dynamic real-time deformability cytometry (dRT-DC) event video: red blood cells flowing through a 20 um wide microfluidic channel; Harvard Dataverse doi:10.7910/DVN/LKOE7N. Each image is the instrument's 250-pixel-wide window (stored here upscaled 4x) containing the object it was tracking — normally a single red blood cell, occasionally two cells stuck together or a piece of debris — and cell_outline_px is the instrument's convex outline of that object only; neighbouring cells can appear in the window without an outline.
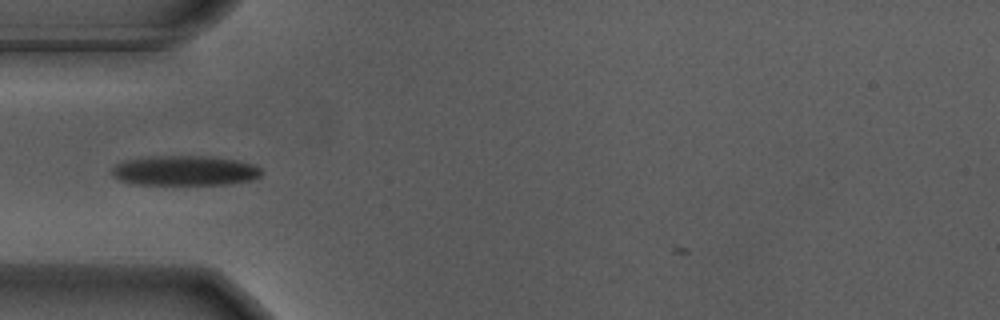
{"species": "Egyptian fruit bat (a non-hibernating species)", "species_latin": "Rousettus aegyptiacus", "temperature_condition": "warm", "stored_images_in_passage": 34, "camera_frame_rate_fps": 3000, "um_per_image_px": 0.085, "animal": {"sex": "male"}, "frame": {"image": 1, "passage_image": 1, "time_ms": 0.0, "image_size_px": [1000, 320], "cell_outline_px": [[264, 172], [260, 176], [252, 180], [232, 184], [132, 184], [120, 180], [112, 176], [112, 168], [116, 164], [124, 160], [152, 156], [212, 156], [236, 160], [256, 164]], "centroid_in_image_um": [15.74, 14.5], "position_along_channel_um": 69.3, "area_um2": 26.36}}
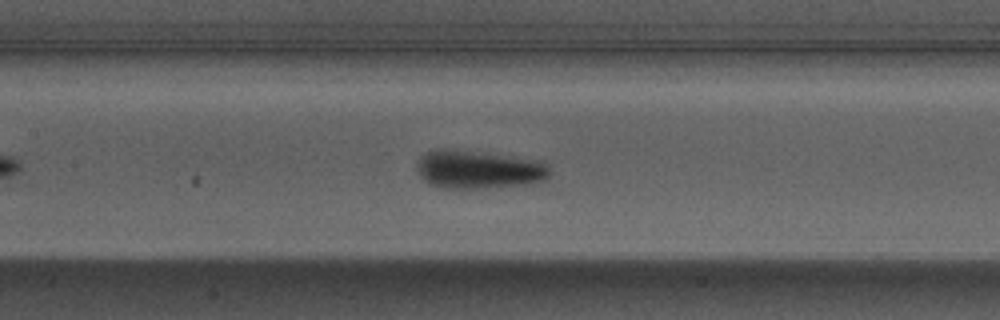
{"frame": {"image": 2, "passage_image": 9, "time_ms": 2.667, "image_size_px": [1000, 320], "cell_outline_px": [[552, 172], [544, 180], [524, 184], [480, 188], [440, 188], [424, 180], [420, 176], [416, 168], [416, 160], [424, 152], [436, 148], [444, 148], [540, 160]], "centroid_in_image_um": [40.6, 14.39], "position_along_channel_um": 166.8, "area_um2": 29.54}}
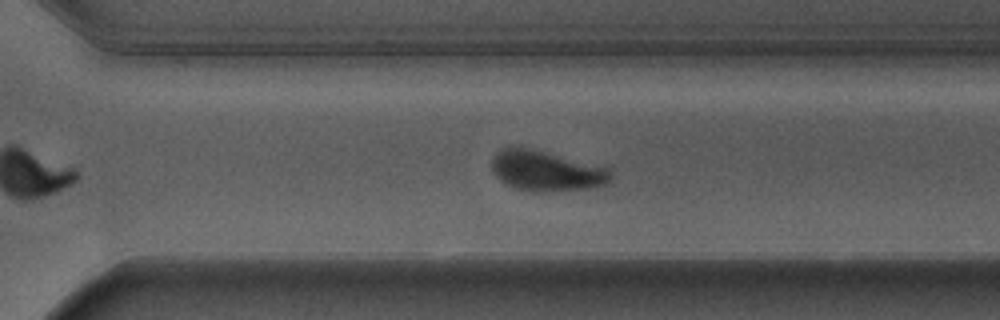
{"frame": {"image": 3, "passage_image": 22, "time_ms": 7.0, "image_size_px": [1000, 320], "cell_outline_px": [[612, 180], [608, 184], [588, 188], [544, 192], [532, 192], [512, 188], [504, 184], [492, 172], [492, 156], [500, 148], [516, 144], [608, 168], [612, 172]], "centroid_in_image_um": [46.36, 14.51], "position_along_channel_um": 324.2, "area_um2": 28.55}}